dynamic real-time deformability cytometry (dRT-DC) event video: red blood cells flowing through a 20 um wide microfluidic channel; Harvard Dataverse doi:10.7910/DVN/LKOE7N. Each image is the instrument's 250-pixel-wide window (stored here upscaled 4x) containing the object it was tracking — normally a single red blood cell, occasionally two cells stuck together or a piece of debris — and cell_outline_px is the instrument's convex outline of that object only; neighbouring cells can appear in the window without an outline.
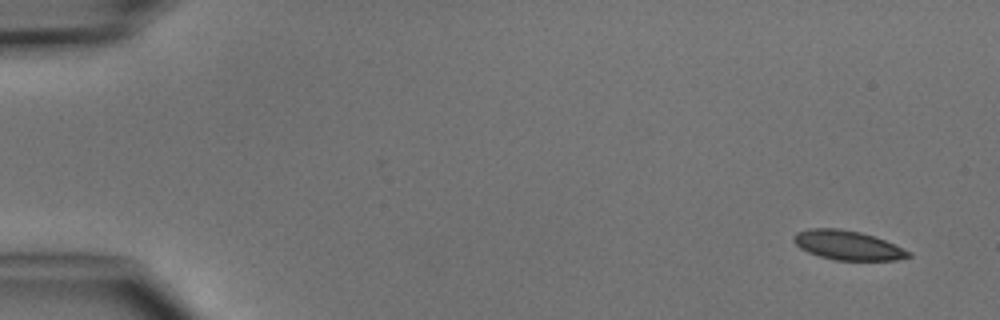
{"species": "common noctule bat (a hibernating species)", "species_latin": "Nyctalus noctula", "temperature_condition": "cold", "stored_images_in_passage": 3, "camera_frame_rate_fps": 3000, "um_per_image_px": 0.085, "animal": {"sex": "male", "body_mass_g": 15.6}, "frame": {"image": 1, "passage_image": 3, "time_ms": 2.333, "image_size_px": [1000, 320], "cell_outline_px": [[912, 256], [896, 260], [836, 260], [820, 256], [808, 252], [800, 248], [792, 240], [792, 236], [796, 232], [808, 228], [840, 228], [860, 232], [884, 240], [912, 252]], "centroid_in_image_um": [72.02, 20.84], "position_along_channel_um": 13.0, "area_um2": 19.59}}